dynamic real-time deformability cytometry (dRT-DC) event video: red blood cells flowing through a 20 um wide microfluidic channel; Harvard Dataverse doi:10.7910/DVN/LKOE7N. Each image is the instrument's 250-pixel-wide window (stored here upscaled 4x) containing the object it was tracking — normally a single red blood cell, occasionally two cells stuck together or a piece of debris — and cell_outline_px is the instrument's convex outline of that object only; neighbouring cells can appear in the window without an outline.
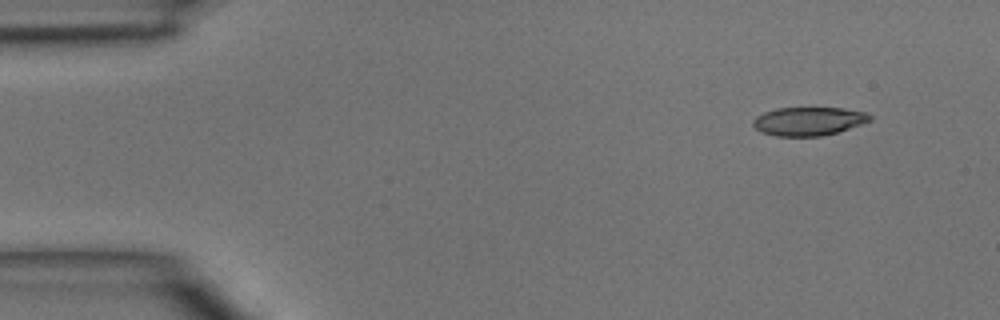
{"species": "common noctule bat (a hibernating species)", "species_latin": "Nyctalus noctula", "temperature_condition": "room temperature", "stored_images_in_passage": 43, "camera_frame_rate_fps": 3000, "um_per_image_px": 0.085, "animal": {"sex": "male", "body_mass_g": 15.6}, "frame": {"image": 1, "passage_image": 1, "time_ms": 0.0, "image_size_px": [1000, 320], "cell_outline_px": [[872, 120], [836, 132], [820, 136], [776, 136], [760, 132], [752, 124], [752, 120], [756, 116], [764, 112], [776, 108], [844, 108], [864, 112], [872, 116]], "centroid_in_image_um": [68.69, 10.3], "position_along_channel_um": 16.3, "area_um2": 19.31}}
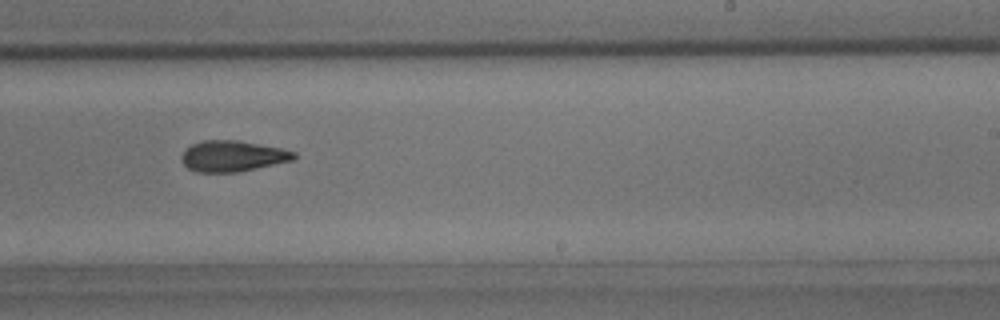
{"frame": {"image": 2, "passage_image": 25, "time_ms": 8.0, "image_size_px": [1000, 320], "cell_outline_px": [[296, 156], [292, 160], [256, 168], [236, 172], [196, 172], [188, 168], [180, 160], [180, 156], [192, 144], [200, 140], [236, 140], [280, 148], [296, 152]], "centroid_in_image_um": [19.73, 13.26], "position_along_channel_um": 269.3, "area_um2": 20.06}}
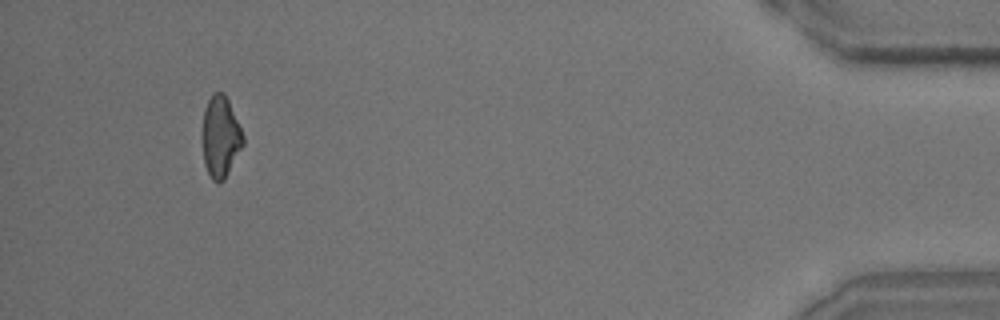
{"frame": {"image": 3, "passage_image": 40, "time_ms": 13.0, "image_size_px": [1000, 320], "cell_outline_px": [[244, 144], [224, 180], [212, 180], [204, 164], [200, 136], [200, 132], [204, 108], [212, 92], [224, 92], [228, 100], [244, 136]], "centroid_in_image_um": [18.7, 11.59], "position_along_channel_um": 416.5, "area_um2": 19.65}}